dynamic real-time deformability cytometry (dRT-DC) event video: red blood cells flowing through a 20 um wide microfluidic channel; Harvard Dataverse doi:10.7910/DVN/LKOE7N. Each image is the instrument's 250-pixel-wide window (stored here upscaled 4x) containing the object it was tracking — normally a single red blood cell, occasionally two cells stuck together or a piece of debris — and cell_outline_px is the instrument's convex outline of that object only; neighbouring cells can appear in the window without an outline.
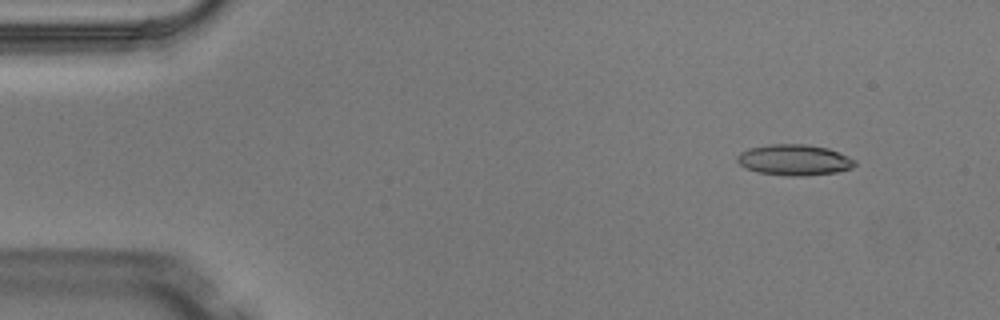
{"species": "Egyptian fruit bat (a non-hibernating species)", "species_latin": "Rousettus aegyptiacus", "temperature_condition": "warm", "stored_images_in_passage": 4, "camera_frame_rate_fps": 3000, "um_per_image_px": 0.085, "animal": {"sex": "male"}, "frame": {"image": 1, "passage_image": 2, "time_ms": 0.333, "image_size_px": [1000, 320], "cell_outline_px": [[856, 164], [852, 168], [836, 172], [804, 176], [788, 176], [756, 172], [744, 168], [736, 160], [736, 156], [740, 152], [748, 148], [768, 144], [808, 144], [828, 148], [848, 156], [856, 160]], "centroid_in_image_um": [67.49, 13.59], "position_along_channel_um": 17.5, "area_um2": 21.44}}